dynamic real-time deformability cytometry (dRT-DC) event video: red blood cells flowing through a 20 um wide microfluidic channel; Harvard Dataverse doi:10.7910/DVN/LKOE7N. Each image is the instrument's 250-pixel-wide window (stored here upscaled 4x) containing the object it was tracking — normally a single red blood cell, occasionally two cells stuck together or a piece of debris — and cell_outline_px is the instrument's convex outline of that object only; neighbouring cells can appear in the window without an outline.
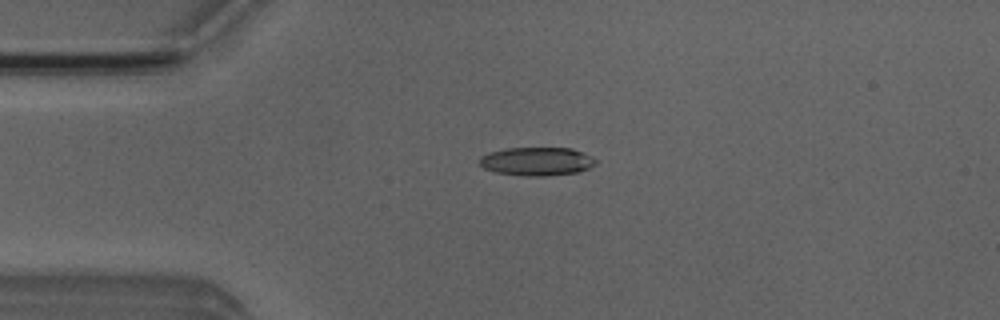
{"species": "Egyptian fruit bat (a non-hibernating species)", "species_latin": "Rousettus aegyptiacus", "temperature_condition": "room temperature", "stored_images_in_passage": 4, "camera_frame_rate_fps": 3000, "um_per_image_px": 0.085, "animal": {"sex": "male"}, "frame": {"image": 1, "passage_image": 4, "time_ms": 4.333, "image_size_px": [1000, 320], "cell_outline_px": [[596, 164], [580, 172], [544, 176], [528, 176], [496, 172], [484, 168], [480, 164], [480, 156], [488, 152], [504, 148], [572, 148], [584, 152], [596, 160]], "centroid_in_image_um": [45.63, 13.71], "position_along_channel_um": 39.4, "area_um2": 19.31}}